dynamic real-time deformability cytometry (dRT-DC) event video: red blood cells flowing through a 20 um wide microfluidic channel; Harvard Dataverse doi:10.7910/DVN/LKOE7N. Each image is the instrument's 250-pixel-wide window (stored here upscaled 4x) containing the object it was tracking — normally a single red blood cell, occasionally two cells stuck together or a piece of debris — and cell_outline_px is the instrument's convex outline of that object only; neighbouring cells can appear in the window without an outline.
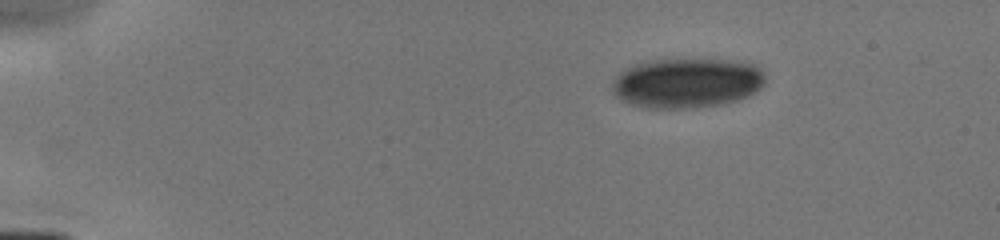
{"species": "human", "species_latin": "Homo sapiens", "temperature_condition": "cold", "stored_images_in_passage": 8, "camera_frame_rate_fps": 3000, "um_per_image_px": 0.085, "donor": {"sex": "male"}, "frame": {"image": 1, "passage_image": 1, "time_ms": 0.0, "image_size_px": [1000, 240], "cell_outline_px": [[764, 84], [760, 88], [748, 96], [724, 104], [692, 108], [644, 108], [628, 104], [620, 100], [612, 92], [612, 84], [616, 76], [624, 68], [648, 60], [728, 60], [760, 64], [764, 72]], "centroid_in_image_um": [58.38, 7.06], "position_along_channel_um": 26.6, "area_um2": 44.91}}
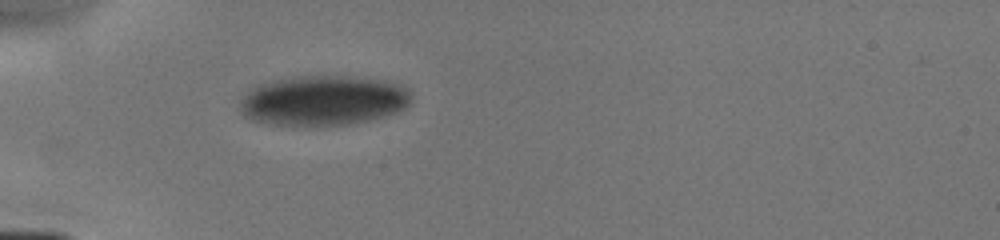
{"frame": {"image": 2, "passage_image": 4, "time_ms": 2.667, "image_size_px": [1000, 240], "cell_outline_px": [[412, 100], [404, 108], [396, 112], [384, 116], [352, 124], [308, 128], [292, 128], [268, 124], [252, 120], [244, 116], [240, 108], [240, 104], [244, 96], [256, 84], [272, 80], [296, 76], [344, 76], [384, 80], [408, 88], [412, 96]], "centroid_in_image_um": [27.44, 8.58], "position_along_channel_um": 57.6, "area_um2": 51.04}}
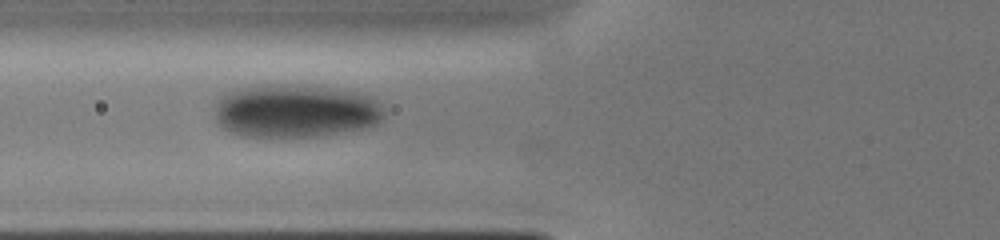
{"frame": {"image": 3, "passage_image": 6, "time_ms": 4.0, "image_size_px": [1000, 240], "cell_outline_px": [[384, 112], [380, 120], [376, 124], [364, 128], [316, 136], [240, 136], [224, 128], [216, 120], [216, 100], [220, 96], [228, 92], [260, 84], [272, 84], [324, 88], [352, 92], [368, 96], [380, 104], [384, 108]], "centroid_in_image_um": [25.07, 9.44], "position_along_channel_um": 100.7, "area_um2": 51.67}}